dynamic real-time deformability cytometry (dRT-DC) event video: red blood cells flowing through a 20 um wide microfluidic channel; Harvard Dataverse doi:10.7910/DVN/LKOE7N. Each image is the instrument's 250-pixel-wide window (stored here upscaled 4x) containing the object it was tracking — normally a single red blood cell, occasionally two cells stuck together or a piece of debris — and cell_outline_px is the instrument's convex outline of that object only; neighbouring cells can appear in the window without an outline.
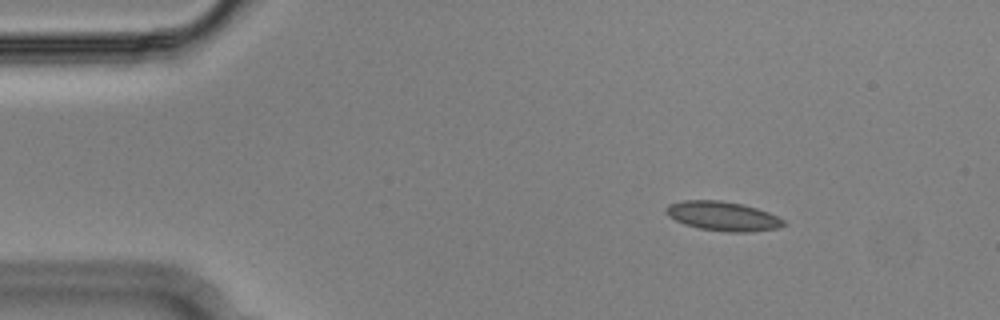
{"species": "Egyptian fruit bat (a non-hibernating species)", "species_latin": "Rousettus aegyptiacus", "temperature_condition": "cold", "stored_images_in_passage": 49, "segment_of_instrument_passage": [1, 2], "camera_frame_rate_fps": 3000, "um_per_image_px": 0.085, "animal": {"sex": "male"}, "frame": {"image": 1, "passage_image": 2, "time_ms": 0.333, "image_size_px": [1000, 320], "cell_outline_px": [[788, 224], [780, 228], [748, 232], [728, 232], [700, 228], [684, 224], [668, 216], [664, 212], [664, 208], [668, 204], [680, 200], [720, 200], [744, 204], [768, 212], [784, 220]], "centroid_in_image_um": [61.43, 18.36], "position_along_channel_um": 23.6, "area_um2": 20.29}}
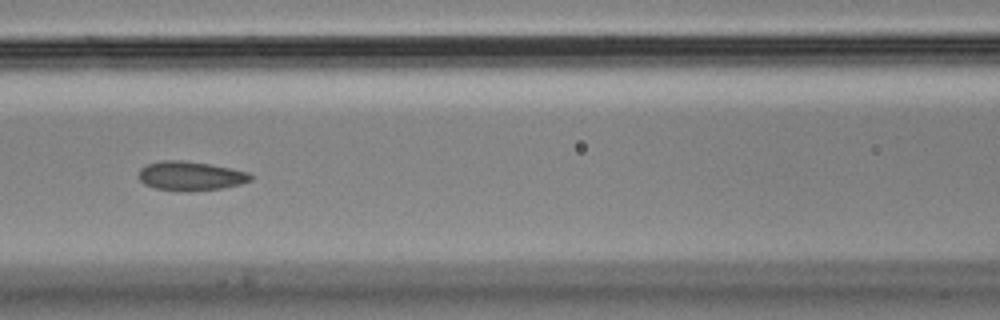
{"frame": {"image": 2, "passage_image": 18, "time_ms": 5.667, "image_size_px": [1000, 320], "cell_outline_px": [[252, 180], [240, 184], [224, 188], [184, 192], [176, 192], [156, 188], [144, 184], [136, 176], [140, 168], [148, 164], [160, 160], [184, 160], [208, 164], [248, 172], [252, 176]], "centroid_in_image_um": [16.14, 14.97], "position_along_channel_um": 150.5, "area_um2": 19.25}}
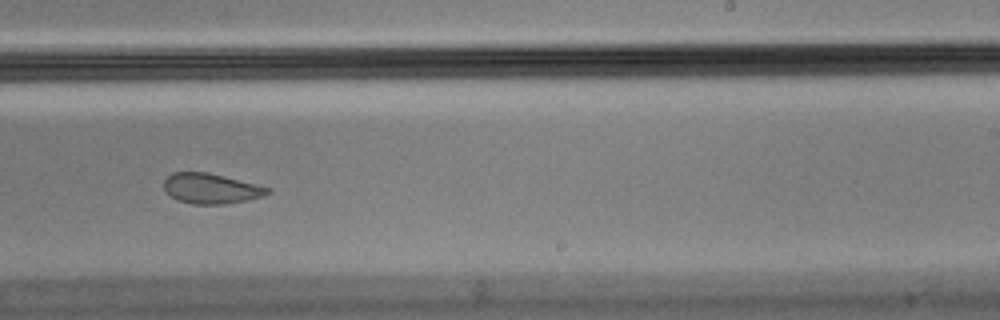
{"frame": {"image": 3, "passage_image": 28, "time_ms": 9.0, "image_size_px": [1000, 320], "cell_outline_px": [[272, 192], [264, 196], [248, 200], [224, 204], [192, 204], [180, 200], [164, 192], [164, 180], [172, 172], [208, 172], [272, 188]], "centroid_in_image_um": [17.96, 16.02], "position_along_channel_um": 271.0, "area_um2": 18.32}}